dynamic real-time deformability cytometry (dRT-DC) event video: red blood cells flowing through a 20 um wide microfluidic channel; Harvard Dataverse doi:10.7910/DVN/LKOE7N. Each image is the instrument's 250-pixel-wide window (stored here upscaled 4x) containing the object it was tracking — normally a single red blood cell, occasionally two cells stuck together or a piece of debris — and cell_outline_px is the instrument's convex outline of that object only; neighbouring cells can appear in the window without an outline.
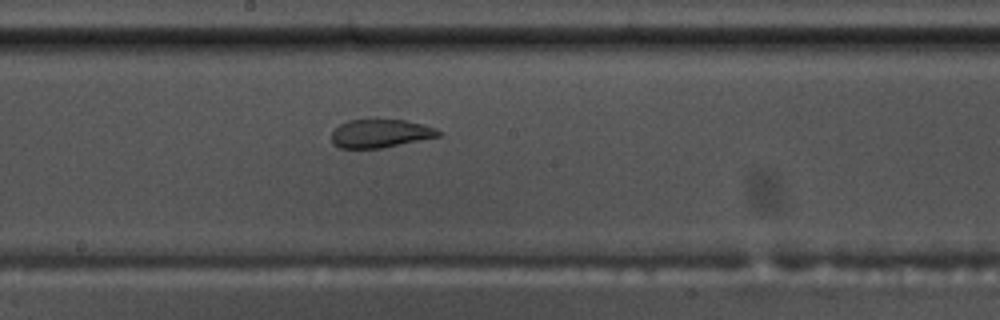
{"species": "common noctule bat (a hibernating species)", "species_latin": "Nyctalus noctula", "temperature_condition": "warm", "stored_images_in_passage": 52, "camera_frame_rate_fps": 3000, "um_per_image_px": 0.085, "animal": {"sex": "male", "body_mass_g": 17.5, "forearm_length_mm": 52.3}, "frame": {"image": 1, "passage_image": 30, "time_ms": 9.667, "image_size_px": [1000, 320], "cell_outline_px": [[444, 132], [440, 136], [380, 148], [340, 148], [332, 144], [332, 132], [340, 124], [348, 120], [376, 116], [404, 120], [436, 128]], "centroid_in_image_um": [32.31, 11.29], "position_along_channel_um": 215.9, "area_um2": 18.26}}
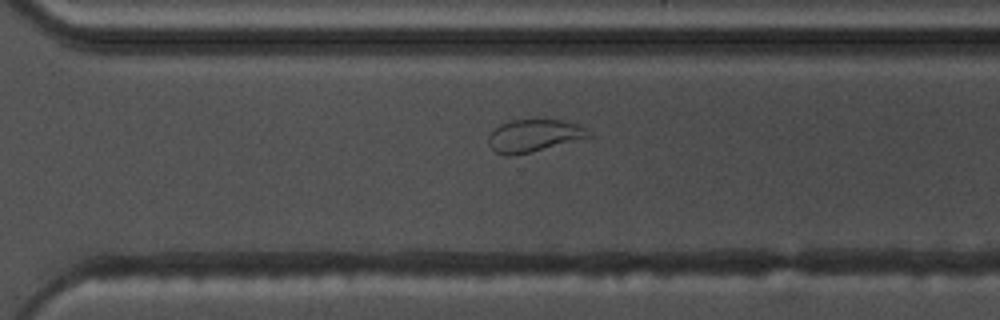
{"frame": {"image": 2, "passage_image": 39, "time_ms": 12.667, "image_size_px": [1000, 320], "cell_outline_px": [[592, 136], [512, 156], [504, 156], [496, 152], [488, 144], [488, 136], [500, 124], [512, 120], [564, 120], [588, 128]], "centroid_in_image_um": [45.37, 11.52], "position_along_channel_um": 325.2, "area_um2": 18.61}}
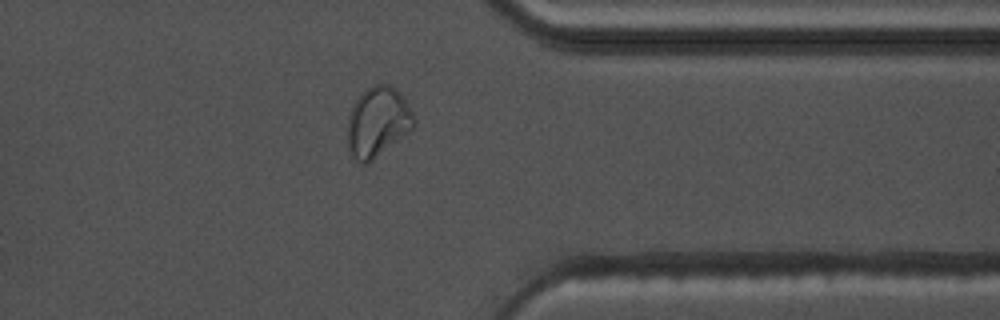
{"frame": {"image": 3, "passage_image": 44, "time_ms": 14.333, "image_size_px": [1000, 320], "cell_outline_px": [[416, 120], [412, 128], [372, 160], [364, 164], [360, 164], [352, 156], [348, 148], [348, 116], [356, 100], [364, 88], [376, 84], [388, 84], [396, 88], [400, 92], [408, 104]], "centroid_in_image_um": [32.09, 10.33], "position_along_channel_um": 379.3, "area_um2": 26.82}}